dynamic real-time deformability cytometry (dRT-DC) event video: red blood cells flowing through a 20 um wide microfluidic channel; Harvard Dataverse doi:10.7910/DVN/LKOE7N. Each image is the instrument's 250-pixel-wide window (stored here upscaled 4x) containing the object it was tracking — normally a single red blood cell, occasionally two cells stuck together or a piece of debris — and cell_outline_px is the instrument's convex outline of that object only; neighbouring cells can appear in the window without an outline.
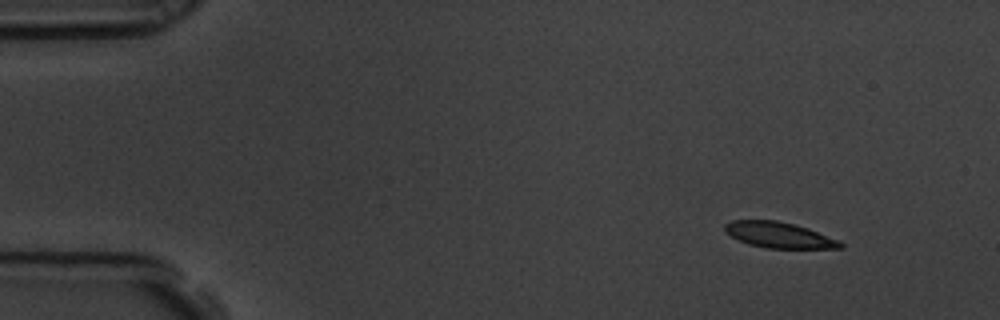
{"species": "common noctule bat (a hibernating species)", "species_latin": "Nyctalus noctula", "temperature_condition": "room temperature", "stored_images_in_passage": 4, "camera_frame_rate_fps": 3000, "um_per_image_px": 0.085, "animal": {"sex": "male", "body_mass_g": 19.5, "forearm_length_mm": 54.6}, "frame": {"image": 1, "passage_image": 1, "time_ms": 0.0, "image_size_px": [1000, 320], "cell_outline_px": [[844, 248], [768, 248], [748, 244], [724, 232], [724, 224], [732, 220], [776, 220], [796, 224], [808, 228], [840, 240], [844, 244]], "centroid_in_image_um": [66.24, 19.97], "position_along_channel_um": 18.8, "area_um2": 17.46}}
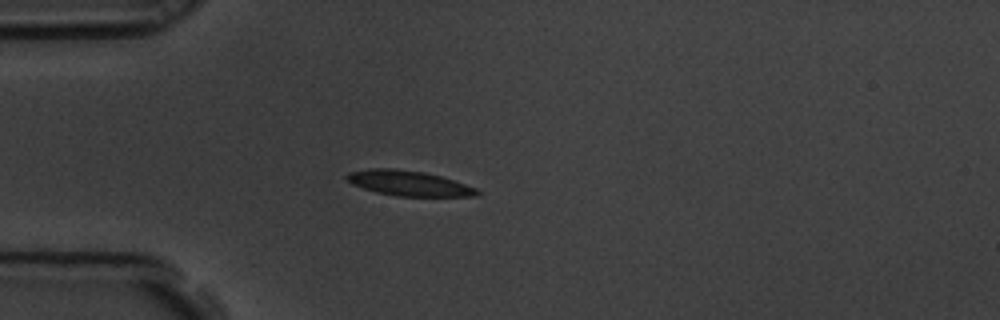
{"frame": {"image": 2, "passage_image": 4, "time_ms": 1.0, "image_size_px": [1000, 320], "cell_outline_px": [[480, 192], [476, 196], [396, 196], [376, 192], [352, 184], [344, 176], [348, 172], [372, 168], [396, 168], [424, 172], [440, 176], [476, 188]], "centroid_in_image_um": [34.71, 15.57], "position_along_channel_um": 50.3, "area_um2": 18.96}}